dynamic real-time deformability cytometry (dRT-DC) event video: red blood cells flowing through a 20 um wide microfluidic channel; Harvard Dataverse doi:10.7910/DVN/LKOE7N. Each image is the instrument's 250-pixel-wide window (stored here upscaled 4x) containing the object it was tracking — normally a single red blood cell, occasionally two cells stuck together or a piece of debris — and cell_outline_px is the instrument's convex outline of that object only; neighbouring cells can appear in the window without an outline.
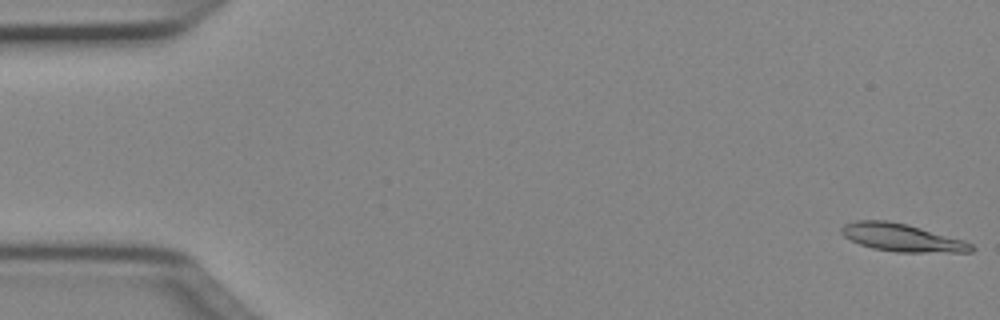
{"species": "Egyptian fruit bat (a non-hibernating species)", "species_latin": "Rousettus aegyptiacus", "temperature_condition": "cold", "stored_images_in_passage": 50, "camera_frame_rate_fps": 3000, "um_per_image_px": 0.085, "animal": {"sex": "female"}, "frame": {"image": 1, "passage_image": 1, "time_ms": 0.0, "image_size_px": [1000, 320], "cell_outline_px": [[976, 248], [972, 252], [896, 252], [872, 248], [860, 244], [844, 236], [840, 232], [840, 228], [844, 224], [856, 220], [888, 220], [908, 224], [964, 240], [972, 244]], "centroid_in_image_um": [76.67, 20.19], "position_along_channel_um": 8.3, "area_um2": 21.1}}
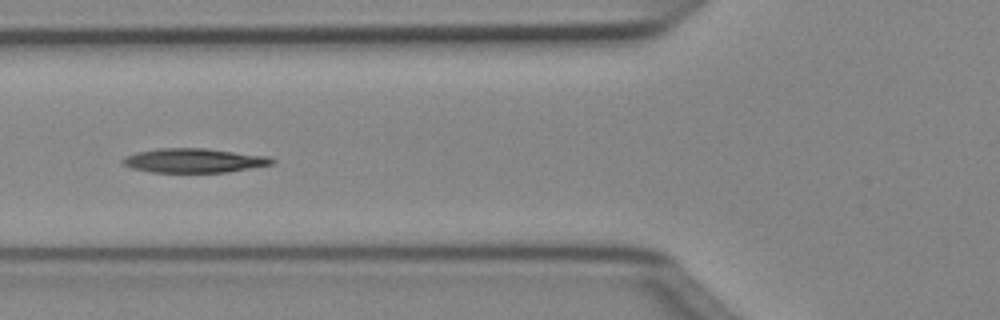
{"frame": {"image": 2, "passage_image": 19, "time_ms": 6.0, "image_size_px": [1000, 320], "cell_outline_px": [[276, 160], [272, 164], [228, 172], [152, 172], [132, 168], [124, 164], [120, 160], [124, 156], [136, 152], [156, 148], [208, 148], [268, 156]], "centroid_in_image_um": [16.47, 13.63], "position_along_channel_um": 109.3, "area_um2": 21.15}}
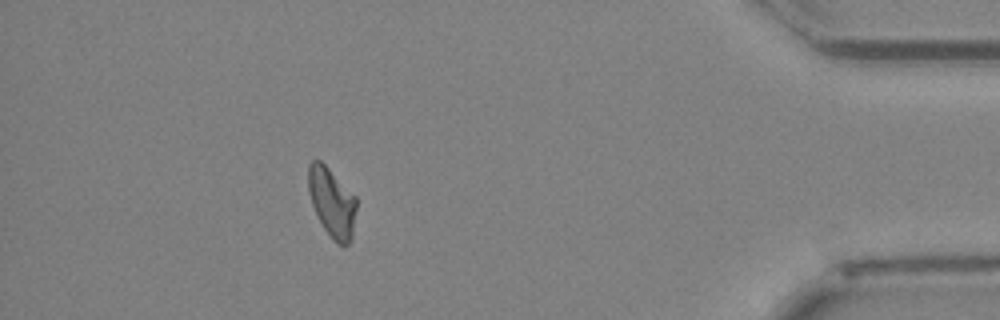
{"frame": {"image": 3, "passage_image": 45, "time_ms": 14.667, "image_size_px": [1000, 320], "cell_outline_px": [[356, 208], [352, 240], [344, 248], [336, 244], [332, 240], [324, 228], [312, 204], [308, 192], [308, 164], [312, 160], [320, 160], [356, 196]], "centroid_in_image_um": [28.22, 17.24], "position_along_channel_um": 407.0, "area_um2": 19.54}}